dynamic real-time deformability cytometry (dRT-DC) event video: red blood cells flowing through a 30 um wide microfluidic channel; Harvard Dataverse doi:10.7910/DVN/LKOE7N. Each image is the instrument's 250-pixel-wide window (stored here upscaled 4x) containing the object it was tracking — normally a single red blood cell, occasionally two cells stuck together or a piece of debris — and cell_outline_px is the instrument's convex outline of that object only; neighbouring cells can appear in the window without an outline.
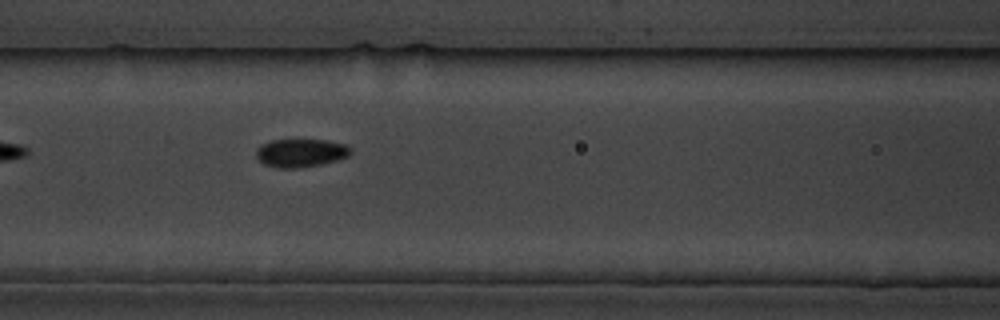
{"species": "common noctule bat (a hibernating species)", "species_latin": "Nyctalus noctula", "temperature_condition": "cold", "stored_images_in_passage": 6, "camera_frame_rate_fps": 3000, "um_per_image_px": 0.085, "animal": {"sex": "male", "body_mass_g": 19.5, "forearm_length_mm": 54.6}, "frame": {"image": 1, "passage_image": 6, "time_ms": 7.333, "image_size_px": [1000, 320], "cell_outline_px": [[352, 152], [348, 156], [340, 160], [320, 164], [296, 168], [276, 168], [264, 164], [256, 156], [256, 148], [260, 144], [272, 140], [328, 140], [348, 144], [352, 148]], "centroid_in_image_um": [25.6, 12.99], "position_along_channel_um": 141.0, "area_um2": 15.78}}